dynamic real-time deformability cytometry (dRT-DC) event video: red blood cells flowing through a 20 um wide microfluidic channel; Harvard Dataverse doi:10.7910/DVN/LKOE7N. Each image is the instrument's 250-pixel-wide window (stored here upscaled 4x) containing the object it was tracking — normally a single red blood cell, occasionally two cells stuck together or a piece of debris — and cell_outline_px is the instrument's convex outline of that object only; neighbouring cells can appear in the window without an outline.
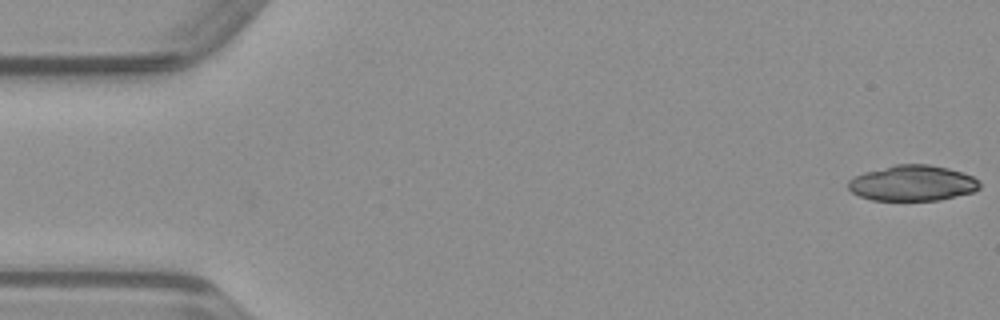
{"species": "common noctule bat (a hibernating species)", "species_latin": "Nyctalus noctula", "temperature_condition": "warm", "stored_images_in_passage": 9, "camera_frame_rate_fps": 3000, "um_per_image_px": 0.085, "animal": {"sex": "male", "body_mass_g": 23.1, "forearm_length_mm": 52.7}, "frame": {"image": 1, "passage_image": 1, "time_ms": 0.0, "image_size_px": [1000, 320], "cell_outline_px": [[980, 188], [972, 192], [940, 200], [872, 200], [860, 196], [852, 192], [848, 188], [848, 180], [864, 172], [896, 164], [928, 164], [948, 168], [972, 176], [980, 180]], "centroid_in_image_um": [77.57, 15.56], "position_along_channel_um": 7.4, "area_um2": 27.22}}